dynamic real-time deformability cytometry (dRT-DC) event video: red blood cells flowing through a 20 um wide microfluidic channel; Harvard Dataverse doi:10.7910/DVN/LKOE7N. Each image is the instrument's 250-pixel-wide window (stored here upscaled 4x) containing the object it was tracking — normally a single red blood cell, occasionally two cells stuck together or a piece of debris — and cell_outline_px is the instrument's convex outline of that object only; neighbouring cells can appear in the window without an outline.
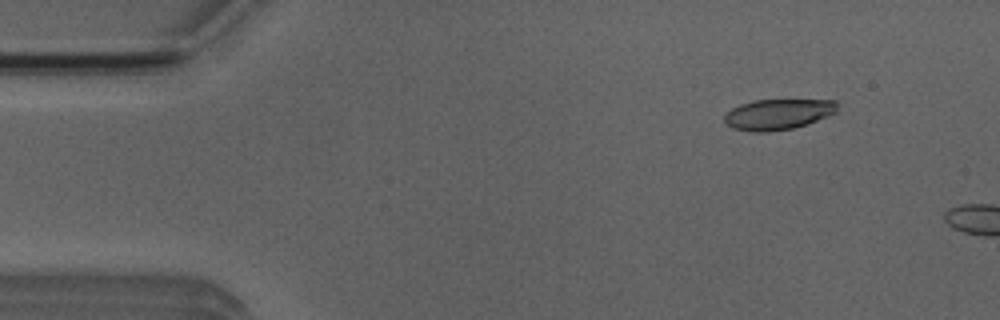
{"species": "Egyptian fruit bat (a non-hibernating species)", "species_latin": "Rousettus aegyptiacus", "temperature_condition": "room temperature", "stored_images_in_passage": 9, "camera_frame_rate_fps": 3000, "um_per_image_px": 0.085, "animal": {"sex": "male"}, "frame": {"image": 1, "passage_image": 6, "time_ms": 1.667, "image_size_px": [1000, 320], "cell_outline_px": [[836, 112], [828, 116], [792, 128], [768, 132], [748, 132], [732, 128], [724, 120], [724, 116], [732, 108], [740, 104], [756, 100], [836, 100]], "centroid_in_image_um": [66.09, 9.72], "position_along_channel_um": 18.9, "area_um2": 19.94}}